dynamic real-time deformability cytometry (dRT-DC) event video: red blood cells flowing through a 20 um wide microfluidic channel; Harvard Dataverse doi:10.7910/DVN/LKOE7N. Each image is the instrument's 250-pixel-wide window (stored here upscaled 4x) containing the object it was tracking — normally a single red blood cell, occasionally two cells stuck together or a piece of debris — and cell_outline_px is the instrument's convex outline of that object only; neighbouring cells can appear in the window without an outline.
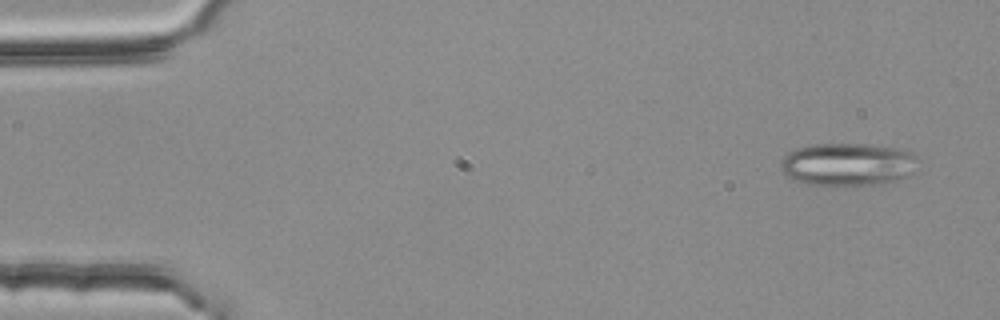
{"species": "common noctule bat (a hibernating species)", "species_latin": "Nyctalus noctula", "temperature_condition": "room temperature", "stored_images_in_passage": 3, "camera_frame_rate_fps": 3000, "um_per_image_px": 0.085, "animal": {"sex": "female", "body_mass_g": 25.1}, "frame": {"image": 1, "passage_image": 1, "time_ms": 0.0, "image_size_px": [1000, 320], "cell_outline_px": [[920, 160], [912, 172], [908, 176], [896, 180], [880, 184], [804, 184], [792, 180], [784, 172], [780, 164], [780, 160], [788, 152], [796, 148], [816, 144], [868, 144], [904, 148], [912, 152]], "centroid_in_image_um": [72.1, 13.94], "position_along_channel_um": 12.9, "area_um2": 34.39}}